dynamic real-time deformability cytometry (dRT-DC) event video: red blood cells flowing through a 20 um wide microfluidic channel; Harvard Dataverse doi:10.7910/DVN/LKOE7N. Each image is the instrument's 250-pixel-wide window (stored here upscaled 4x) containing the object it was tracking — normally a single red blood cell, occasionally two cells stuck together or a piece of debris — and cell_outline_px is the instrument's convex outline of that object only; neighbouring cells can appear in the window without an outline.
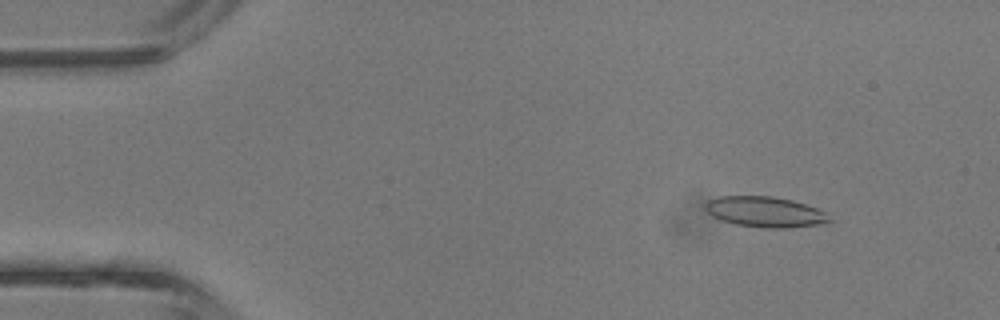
{"species": "common noctule bat (a hibernating species)", "species_latin": "Nyctalus noctula", "temperature_condition": "room temperature", "stored_images_in_passage": 42, "camera_frame_rate_fps": 3000, "um_per_image_px": 0.085, "animal": {"sex": "male", "body_mass_g": 13.3}, "frame": {"image": 1, "passage_image": 5, "time_ms": 1.333, "image_size_px": [1000, 320], "cell_outline_px": [[832, 220], [828, 224], [788, 228], [764, 228], [736, 224], [720, 220], [712, 216], [704, 208], [704, 204], [708, 200], [716, 196], [772, 196], [792, 200], [828, 212]], "centroid_in_image_um": [65.07, 18.02], "position_along_channel_um": 19.9, "area_um2": 22.48}}
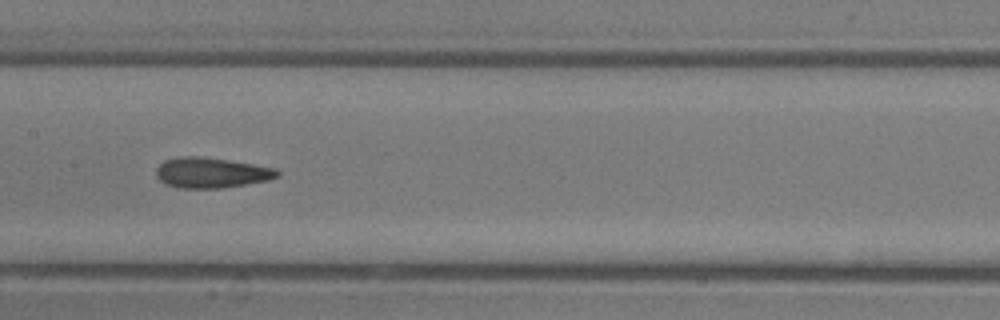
{"frame": {"image": 2, "passage_image": 21, "time_ms": 6.667, "image_size_px": [1000, 320], "cell_outline_px": [[280, 176], [268, 180], [220, 188], [176, 188], [164, 184], [156, 176], [156, 168], [164, 160], [180, 156], [200, 156], [228, 160], [276, 168], [280, 172]], "centroid_in_image_um": [17.93, 14.68], "position_along_channel_um": 189.5, "area_um2": 21.5}}
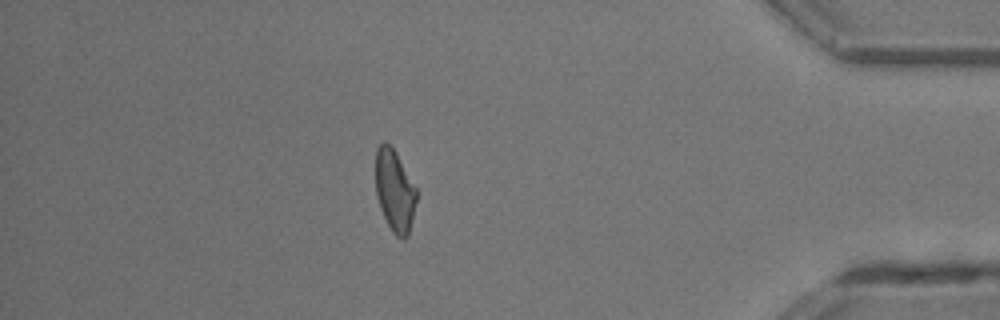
{"frame": {"image": 3, "passage_image": 37, "time_ms": 12.0, "image_size_px": [1000, 320], "cell_outline_px": [[416, 200], [408, 236], [404, 240], [396, 236], [392, 232], [380, 208], [376, 196], [376, 148], [384, 140], [396, 152], [416, 188]], "centroid_in_image_um": [33.53, 16.21], "position_along_channel_um": 401.7, "area_um2": 19.36}, "authors_computed_cell_mechanics": {"area_um2": 21.1548, "velocity_mm_per_s": 4.8114, "shape_relaxation_time_tau1_ms": 9.4329, "shape_relaxation_time_tau2_ms": 1.7463, "deformation_change_tau1": 0.1976, "deformation_change_tau2": 0.1027}}